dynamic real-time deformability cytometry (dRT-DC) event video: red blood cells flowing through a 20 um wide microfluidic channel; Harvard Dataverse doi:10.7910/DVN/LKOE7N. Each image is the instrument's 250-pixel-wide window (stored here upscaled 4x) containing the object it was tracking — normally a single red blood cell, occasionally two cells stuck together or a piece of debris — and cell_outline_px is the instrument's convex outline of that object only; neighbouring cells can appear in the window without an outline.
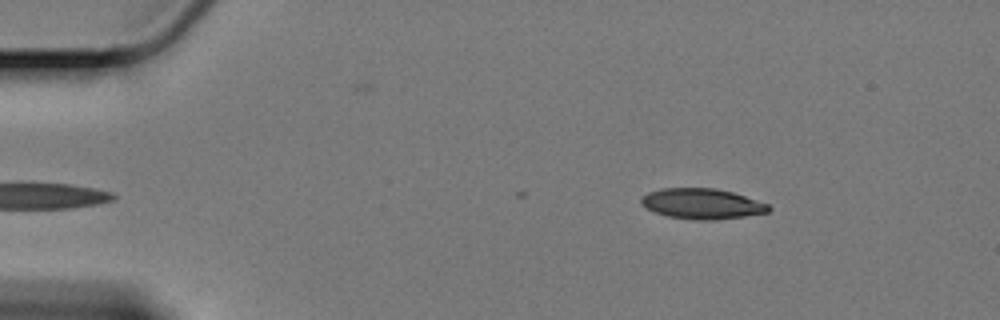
{"species": "Egyptian fruit bat (a non-hibernating species)", "species_latin": "Rousettus aegyptiacus", "temperature_condition": "cold", "stored_images_in_passage": 3, "camera_frame_rate_fps": 3000, "um_per_image_px": 0.085, "animal": {"sex": "female"}, "frame": {"image": 1, "passage_image": 3, "time_ms": 0.667, "image_size_px": [1000, 320], "cell_outline_px": [[772, 208], [768, 212], [744, 216], [712, 220], [696, 220], [668, 216], [656, 212], [640, 204], [640, 196], [648, 192], [660, 188], [716, 188], [732, 192], [768, 204]], "centroid_in_image_um": [59.64, 17.31], "position_along_channel_um": 25.4, "area_um2": 22.54}}